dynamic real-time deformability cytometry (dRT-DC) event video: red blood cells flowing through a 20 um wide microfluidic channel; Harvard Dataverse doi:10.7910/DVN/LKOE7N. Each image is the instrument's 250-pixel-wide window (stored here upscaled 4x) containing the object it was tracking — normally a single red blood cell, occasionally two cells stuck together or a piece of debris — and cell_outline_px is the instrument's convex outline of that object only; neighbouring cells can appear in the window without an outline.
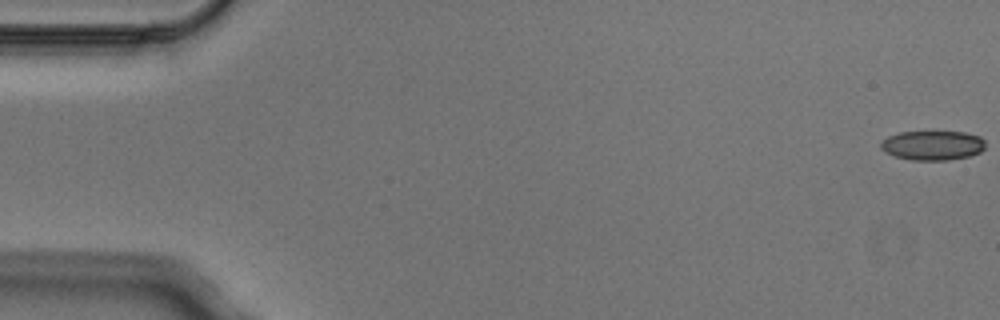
{"species": "Egyptian fruit bat (a non-hibernating species)", "species_latin": "Rousettus aegyptiacus", "temperature_condition": "cold", "stored_images_in_passage": 5, "camera_frame_rate_fps": 3000, "um_per_image_px": 0.085, "animal": {"sex": "male"}, "frame": {"image": 1, "passage_image": 1, "time_ms": 0.0, "image_size_px": [1000, 320], "cell_outline_px": [[984, 148], [980, 152], [968, 156], [948, 160], [912, 160], [896, 156], [884, 152], [880, 148], [880, 144], [888, 136], [900, 132], [964, 132], [980, 136], [984, 140]], "centroid_in_image_um": [79.27, 12.35], "position_along_channel_um": 5.7, "area_um2": 17.86}}
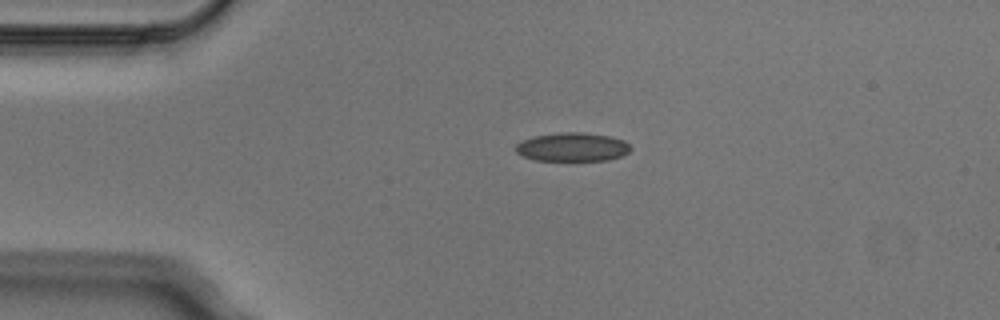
{"frame": {"image": 2, "passage_image": 4, "time_ms": 1.0, "image_size_px": [1000, 320], "cell_outline_px": [[632, 148], [628, 152], [620, 156], [608, 160], [536, 160], [524, 156], [516, 152], [516, 144], [532, 136], [560, 132], [580, 132], [608, 136], [624, 140]], "centroid_in_image_um": [48.65, 12.49], "position_along_channel_um": 36.3, "area_um2": 19.02}}